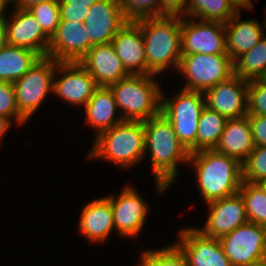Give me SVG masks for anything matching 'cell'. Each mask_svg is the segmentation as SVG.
<instances>
[{
    "mask_svg": "<svg viewBox=\"0 0 266 266\" xmlns=\"http://www.w3.org/2000/svg\"><path fill=\"white\" fill-rule=\"evenodd\" d=\"M92 47L82 22L60 20L55 34L50 38L48 57L58 62H79Z\"/></svg>",
    "mask_w": 266,
    "mask_h": 266,
    "instance_id": "ac0fdd59",
    "label": "cell"
},
{
    "mask_svg": "<svg viewBox=\"0 0 266 266\" xmlns=\"http://www.w3.org/2000/svg\"><path fill=\"white\" fill-rule=\"evenodd\" d=\"M111 204L114 228L122 237H137L148 215V204L131 185L124 187L118 197L105 196Z\"/></svg>",
    "mask_w": 266,
    "mask_h": 266,
    "instance_id": "8fae6325",
    "label": "cell"
},
{
    "mask_svg": "<svg viewBox=\"0 0 266 266\" xmlns=\"http://www.w3.org/2000/svg\"><path fill=\"white\" fill-rule=\"evenodd\" d=\"M204 107V92L182 89L172 99H166L161 92V113L171 122L179 141L190 153L197 151L198 123Z\"/></svg>",
    "mask_w": 266,
    "mask_h": 266,
    "instance_id": "8992f818",
    "label": "cell"
},
{
    "mask_svg": "<svg viewBox=\"0 0 266 266\" xmlns=\"http://www.w3.org/2000/svg\"><path fill=\"white\" fill-rule=\"evenodd\" d=\"M8 3L5 0H0V20L5 17V9L7 8Z\"/></svg>",
    "mask_w": 266,
    "mask_h": 266,
    "instance_id": "ee69618b",
    "label": "cell"
},
{
    "mask_svg": "<svg viewBox=\"0 0 266 266\" xmlns=\"http://www.w3.org/2000/svg\"><path fill=\"white\" fill-rule=\"evenodd\" d=\"M84 110L85 122L96 131L95 137L123 121L120 115L115 117L117 104L109 87H98L84 106Z\"/></svg>",
    "mask_w": 266,
    "mask_h": 266,
    "instance_id": "cb8c5ba5",
    "label": "cell"
},
{
    "mask_svg": "<svg viewBox=\"0 0 266 266\" xmlns=\"http://www.w3.org/2000/svg\"><path fill=\"white\" fill-rule=\"evenodd\" d=\"M266 178V145L254 146L253 151L242 163V181L258 183Z\"/></svg>",
    "mask_w": 266,
    "mask_h": 266,
    "instance_id": "1f68e13d",
    "label": "cell"
},
{
    "mask_svg": "<svg viewBox=\"0 0 266 266\" xmlns=\"http://www.w3.org/2000/svg\"><path fill=\"white\" fill-rule=\"evenodd\" d=\"M257 184L266 193V178L260 180Z\"/></svg>",
    "mask_w": 266,
    "mask_h": 266,
    "instance_id": "f6af8a7d",
    "label": "cell"
},
{
    "mask_svg": "<svg viewBox=\"0 0 266 266\" xmlns=\"http://www.w3.org/2000/svg\"><path fill=\"white\" fill-rule=\"evenodd\" d=\"M80 215L78 232L89 242H104L115 230L111 204L106 197L88 202Z\"/></svg>",
    "mask_w": 266,
    "mask_h": 266,
    "instance_id": "44dd1931",
    "label": "cell"
},
{
    "mask_svg": "<svg viewBox=\"0 0 266 266\" xmlns=\"http://www.w3.org/2000/svg\"><path fill=\"white\" fill-rule=\"evenodd\" d=\"M115 53L130 75H146V52L140 26L128 21L112 39Z\"/></svg>",
    "mask_w": 266,
    "mask_h": 266,
    "instance_id": "ffe728a7",
    "label": "cell"
},
{
    "mask_svg": "<svg viewBox=\"0 0 266 266\" xmlns=\"http://www.w3.org/2000/svg\"><path fill=\"white\" fill-rule=\"evenodd\" d=\"M145 155L149 154L159 194L178 177V164H188L190 152L179 141L171 122L160 112L144 121ZM146 152H149L146 154Z\"/></svg>",
    "mask_w": 266,
    "mask_h": 266,
    "instance_id": "6da1fadb",
    "label": "cell"
},
{
    "mask_svg": "<svg viewBox=\"0 0 266 266\" xmlns=\"http://www.w3.org/2000/svg\"><path fill=\"white\" fill-rule=\"evenodd\" d=\"M178 72L187 79L183 89L205 92L230 79L234 64L228 54H182Z\"/></svg>",
    "mask_w": 266,
    "mask_h": 266,
    "instance_id": "52a82bcc",
    "label": "cell"
},
{
    "mask_svg": "<svg viewBox=\"0 0 266 266\" xmlns=\"http://www.w3.org/2000/svg\"><path fill=\"white\" fill-rule=\"evenodd\" d=\"M12 122L0 115V144H1V138L7 133L6 131L10 129Z\"/></svg>",
    "mask_w": 266,
    "mask_h": 266,
    "instance_id": "ab89813d",
    "label": "cell"
},
{
    "mask_svg": "<svg viewBox=\"0 0 266 266\" xmlns=\"http://www.w3.org/2000/svg\"><path fill=\"white\" fill-rule=\"evenodd\" d=\"M227 118L206 105L202 109L197 131V151L215 149L224 131Z\"/></svg>",
    "mask_w": 266,
    "mask_h": 266,
    "instance_id": "4316f807",
    "label": "cell"
},
{
    "mask_svg": "<svg viewBox=\"0 0 266 266\" xmlns=\"http://www.w3.org/2000/svg\"><path fill=\"white\" fill-rule=\"evenodd\" d=\"M155 75H128L109 86L123 120L146 121L161 112L162 88Z\"/></svg>",
    "mask_w": 266,
    "mask_h": 266,
    "instance_id": "5b68a950",
    "label": "cell"
},
{
    "mask_svg": "<svg viewBox=\"0 0 266 266\" xmlns=\"http://www.w3.org/2000/svg\"><path fill=\"white\" fill-rule=\"evenodd\" d=\"M194 20L181 17V54H228L225 23Z\"/></svg>",
    "mask_w": 266,
    "mask_h": 266,
    "instance_id": "9c48e42d",
    "label": "cell"
},
{
    "mask_svg": "<svg viewBox=\"0 0 266 266\" xmlns=\"http://www.w3.org/2000/svg\"><path fill=\"white\" fill-rule=\"evenodd\" d=\"M239 9H252L251 0H231Z\"/></svg>",
    "mask_w": 266,
    "mask_h": 266,
    "instance_id": "b9f144b4",
    "label": "cell"
},
{
    "mask_svg": "<svg viewBox=\"0 0 266 266\" xmlns=\"http://www.w3.org/2000/svg\"><path fill=\"white\" fill-rule=\"evenodd\" d=\"M188 164L193 165L205 204L239 192L242 164L236 158L207 149L190 153Z\"/></svg>",
    "mask_w": 266,
    "mask_h": 266,
    "instance_id": "7a4b0ae2",
    "label": "cell"
},
{
    "mask_svg": "<svg viewBox=\"0 0 266 266\" xmlns=\"http://www.w3.org/2000/svg\"><path fill=\"white\" fill-rule=\"evenodd\" d=\"M28 11L35 17L43 32L51 38L60 21L59 0H49L36 4L30 7Z\"/></svg>",
    "mask_w": 266,
    "mask_h": 266,
    "instance_id": "4dcf8cb0",
    "label": "cell"
},
{
    "mask_svg": "<svg viewBox=\"0 0 266 266\" xmlns=\"http://www.w3.org/2000/svg\"><path fill=\"white\" fill-rule=\"evenodd\" d=\"M234 75L241 79L258 80L266 71V36L234 61Z\"/></svg>",
    "mask_w": 266,
    "mask_h": 266,
    "instance_id": "83f0119b",
    "label": "cell"
},
{
    "mask_svg": "<svg viewBox=\"0 0 266 266\" xmlns=\"http://www.w3.org/2000/svg\"><path fill=\"white\" fill-rule=\"evenodd\" d=\"M128 21L160 17V0H118Z\"/></svg>",
    "mask_w": 266,
    "mask_h": 266,
    "instance_id": "d6a6232c",
    "label": "cell"
},
{
    "mask_svg": "<svg viewBox=\"0 0 266 266\" xmlns=\"http://www.w3.org/2000/svg\"><path fill=\"white\" fill-rule=\"evenodd\" d=\"M239 193L245 203L248 222L266 226V193L257 183L242 181Z\"/></svg>",
    "mask_w": 266,
    "mask_h": 266,
    "instance_id": "f1b7e54d",
    "label": "cell"
},
{
    "mask_svg": "<svg viewBox=\"0 0 266 266\" xmlns=\"http://www.w3.org/2000/svg\"><path fill=\"white\" fill-rule=\"evenodd\" d=\"M239 10L231 0H188L186 17L227 23Z\"/></svg>",
    "mask_w": 266,
    "mask_h": 266,
    "instance_id": "484cf974",
    "label": "cell"
},
{
    "mask_svg": "<svg viewBox=\"0 0 266 266\" xmlns=\"http://www.w3.org/2000/svg\"><path fill=\"white\" fill-rule=\"evenodd\" d=\"M188 0H160V17L187 15Z\"/></svg>",
    "mask_w": 266,
    "mask_h": 266,
    "instance_id": "74e56055",
    "label": "cell"
},
{
    "mask_svg": "<svg viewBox=\"0 0 266 266\" xmlns=\"http://www.w3.org/2000/svg\"><path fill=\"white\" fill-rule=\"evenodd\" d=\"M141 252L139 266H188L186 257L175 243Z\"/></svg>",
    "mask_w": 266,
    "mask_h": 266,
    "instance_id": "f546056e",
    "label": "cell"
},
{
    "mask_svg": "<svg viewBox=\"0 0 266 266\" xmlns=\"http://www.w3.org/2000/svg\"><path fill=\"white\" fill-rule=\"evenodd\" d=\"M128 22L118 0H98L83 22L93 46L111 43Z\"/></svg>",
    "mask_w": 266,
    "mask_h": 266,
    "instance_id": "2e32d148",
    "label": "cell"
},
{
    "mask_svg": "<svg viewBox=\"0 0 266 266\" xmlns=\"http://www.w3.org/2000/svg\"><path fill=\"white\" fill-rule=\"evenodd\" d=\"M254 149L248 115L228 119L215 150L236 158L241 164Z\"/></svg>",
    "mask_w": 266,
    "mask_h": 266,
    "instance_id": "603a6c76",
    "label": "cell"
},
{
    "mask_svg": "<svg viewBox=\"0 0 266 266\" xmlns=\"http://www.w3.org/2000/svg\"><path fill=\"white\" fill-rule=\"evenodd\" d=\"M41 56L31 49L6 45L0 51V81L14 83L23 77Z\"/></svg>",
    "mask_w": 266,
    "mask_h": 266,
    "instance_id": "d4e9b609",
    "label": "cell"
},
{
    "mask_svg": "<svg viewBox=\"0 0 266 266\" xmlns=\"http://www.w3.org/2000/svg\"><path fill=\"white\" fill-rule=\"evenodd\" d=\"M219 241L232 266H244L266 256V226L247 222Z\"/></svg>",
    "mask_w": 266,
    "mask_h": 266,
    "instance_id": "30bf717a",
    "label": "cell"
},
{
    "mask_svg": "<svg viewBox=\"0 0 266 266\" xmlns=\"http://www.w3.org/2000/svg\"><path fill=\"white\" fill-rule=\"evenodd\" d=\"M53 93L73 106H85L98 88L91 74L78 62H58Z\"/></svg>",
    "mask_w": 266,
    "mask_h": 266,
    "instance_id": "7c38bea8",
    "label": "cell"
},
{
    "mask_svg": "<svg viewBox=\"0 0 266 266\" xmlns=\"http://www.w3.org/2000/svg\"><path fill=\"white\" fill-rule=\"evenodd\" d=\"M244 266H266V256Z\"/></svg>",
    "mask_w": 266,
    "mask_h": 266,
    "instance_id": "7bdbcfd3",
    "label": "cell"
},
{
    "mask_svg": "<svg viewBox=\"0 0 266 266\" xmlns=\"http://www.w3.org/2000/svg\"><path fill=\"white\" fill-rule=\"evenodd\" d=\"M145 44L147 74L157 75L181 61V17L162 16L135 21Z\"/></svg>",
    "mask_w": 266,
    "mask_h": 266,
    "instance_id": "3957f363",
    "label": "cell"
},
{
    "mask_svg": "<svg viewBox=\"0 0 266 266\" xmlns=\"http://www.w3.org/2000/svg\"><path fill=\"white\" fill-rule=\"evenodd\" d=\"M78 63L91 74L98 87H109L130 75L112 43L93 46Z\"/></svg>",
    "mask_w": 266,
    "mask_h": 266,
    "instance_id": "d6986e66",
    "label": "cell"
},
{
    "mask_svg": "<svg viewBox=\"0 0 266 266\" xmlns=\"http://www.w3.org/2000/svg\"><path fill=\"white\" fill-rule=\"evenodd\" d=\"M145 141L144 121L123 120L94 138L87 159L100 158L126 170L145 158Z\"/></svg>",
    "mask_w": 266,
    "mask_h": 266,
    "instance_id": "277c9868",
    "label": "cell"
},
{
    "mask_svg": "<svg viewBox=\"0 0 266 266\" xmlns=\"http://www.w3.org/2000/svg\"><path fill=\"white\" fill-rule=\"evenodd\" d=\"M247 113L266 116V86L259 80L249 81Z\"/></svg>",
    "mask_w": 266,
    "mask_h": 266,
    "instance_id": "d590c367",
    "label": "cell"
},
{
    "mask_svg": "<svg viewBox=\"0 0 266 266\" xmlns=\"http://www.w3.org/2000/svg\"><path fill=\"white\" fill-rule=\"evenodd\" d=\"M175 244L186 257L188 266H232L219 239L204 236L196 227L180 230Z\"/></svg>",
    "mask_w": 266,
    "mask_h": 266,
    "instance_id": "5bb4252c",
    "label": "cell"
},
{
    "mask_svg": "<svg viewBox=\"0 0 266 266\" xmlns=\"http://www.w3.org/2000/svg\"><path fill=\"white\" fill-rule=\"evenodd\" d=\"M7 3H8V5H9V3H10V5L11 4H15L18 0H5Z\"/></svg>",
    "mask_w": 266,
    "mask_h": 266,
    "instance_id": "7dc6e473",
    "label": "cell"
},
{
    "mask_svg": "<svg viewBox=\"0 0 266 266\" xmlns=\"http://www.w3.org/2000/svg\"><path fill=\"white\" fill-rule=\"evenodd\" d=\"M98 0H59L60 20L84 22L90 7Z\"/></svg>",
    "mask_w": 266,
    "mask_h": 266,
    "instance_id": "e575fe53",
    "label": "cell"
},
{
    "mask_svg": "<svg viewBox=\"0 0 266 266\" xmlns=\"http://www.w3.org/2000/svg\"><path fill=\"white\" fill-rule=\"evenodd\" d=\"M240 10L225 23L226 51L234 61L258 44L266 35L262 26L255 19L240 20Z\"/></svg>",
    "mask_w": 266,
    "mask_h": 266,
    "instance_id": "7402d4cb",
    "label": "cell"
},
{
    "mask_svg": "<svg viewBox=\"0 0 266 266\" xmlns=\"http://www.w3.org/2000/svg\"><path fill=\"white\" fill-rule=\"evenodd\" d=\"M14 9L11 20L7 16L3 18L8 45L31 49L41 57L48 56L50 38L35 17L28 10L16 6Z\"/></svg>",
    "mask_w": 266,
    "mask_h": 266,
    "instance_id": "9a60e30c",
    "label": "cell"
},
{
    "mask_svg": "<svg viewBox=\"0 0 266 266\" xmlns=\"http://www.w3.org/2000/svg\"><path fill=\"white\" fill-rule=\"evenodd\" d=\"M57 63L54 58L41 57L23 77L13 83L17 108L26 120L39 109L47 94L53 93Z\"/></svg>",
    "mask_w": 266,
    "mask_h": 266,
    "instance_id": "ba28073f",
    "label": "cell"
},
{
    "mask_svg": "<svg viewBox=\"0 0 266 266\" xmlns=\"http://www.w3.org/2000/svg\"><path fill=\"white\" fill-rule=\"evenodd\" d=\"M46 1H49V0H18L13 5H15L18 8L28 10L30 7H32L36 4H40L42 2H46Z\"/></svg>",
    "mask_w": 266,
    "mask_h": 266,
    "instance_id": "f35d334b",
    "label": "cell"
},
{
    "mask_svg": "<svg viewBox=\"0 0 266 266\" xmlns=\"http://www.w3.org/2000/svg\"><path fill=\"white\" fill-rule=\"evenodd\" d=\"M258 80L266 86V71Z\"/></svg>",
    "mask_w": 266,
    "mask_h": 266,
    "instance_id": "bcb514c9",
    "label": "cell"
},
{
    "mask_svg": "<svg viewBox=\"0 0 266 266\" xmlns=\"http://www.w3.org/2000/svg\"><path fill=\"white\" fill-rule=\"evenodd\" d=\"M254 146L266 145V116L248 115Z\"/></svg>",
    "mask_w": 266,
    "mask_h": 266,
    "instance_id": "8d00e7d4",
    "label": "cell"
},
{
    "mask_svg": "<svg viewBox=\"0 0 266 266\" xmlns=\"http://www.w3.org/2000/svg\"><path fill=\"white\" fill-rule=\"evenodd\" d=\"M208 219L199 230L204 236L221 238L248 222L245 203L240 193L206 203Z\"/></svg>",
    "mask_w": 266,
    "mask_h": 266,
    "instance_id": "4fadbf2b",
    "label": "cell"
},
{
    "mask_svg": "<svg viewBox=\"0 0 266 266\" xmlns=\"http://www.w3.org/2000/svg\"><path fill=\"white\" fill-rule=\"evenodd\" d=\"M6 30L3 19L0 20V51L7 45Z\"/></svg>",
    "mask_w": 266,
    "mask_h": 266,
    "instance_id": "60d3db41",
    "label": "cell"
},
{
    "mask_svg": "<svg viewBox=\"0 0 266 266\" xmlns=\"http://www.w3.org/2000/svg\"><path fill=\"white\" fill-rule=\"evenodd\" d=\"M249 81L233 75L204 92L205 105L227 119L246 116Z\"/></svg>",
    "mask_w": 266,
    "mask_h": 266,
    "instance_id": "e0dca14e",
    "label": "cell"
},
{
    "mask_svg": "<svg viewBox=\"0 0 266 266\" xmlns=\"http://www.w3.org/2000/svg\"><path fill=\"white\" fill-rule=\"evenodd\" d=\"M0 115L18 126H22L27 121L17 108L15 89L11 82L0 81Z\"/></svg>",
    "mask_w": 266,
    "mask_h": 266,
    "instance_id": "836d02e7",
    "label": "cell"
}]
</instances>
